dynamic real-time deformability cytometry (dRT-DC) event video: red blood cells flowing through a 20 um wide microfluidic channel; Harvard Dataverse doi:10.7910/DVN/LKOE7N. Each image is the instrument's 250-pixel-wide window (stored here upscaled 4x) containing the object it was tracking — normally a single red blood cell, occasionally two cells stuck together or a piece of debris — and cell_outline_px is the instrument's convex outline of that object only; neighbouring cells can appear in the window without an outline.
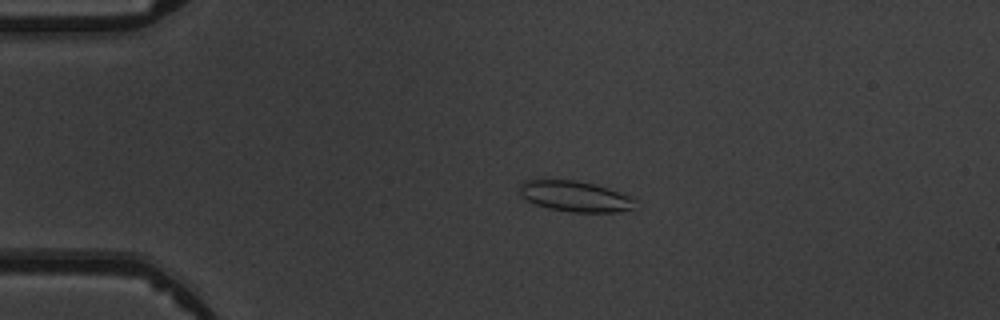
{"species": "common noctule bat (a hibernating species)", "species_latin": "Nyctalus noctula", "temperature_condition": "warm", "stored_images_in_passage": 5, "camera_frame_rate_fps": 3000, "um_per_image_px": 0.085, "animal": {"sex": "male", "body_mass_g": 19.5, "forearm_length_mm": 54.6}, "frame": {"image": 1, "passage_image": 4, "time_ms": 3.333, "image_size_px": [1000, 320], "cell_outline_px": [[640, 208], [620, 212], [572, 212], [548, 208], [536, 204], [528, 200], [520, 192], [520, 184], [524, 180], [540, 176], [576, 180], [596, 184], [608, 188], [628, 196], [636, 200]], "centroid_in_image_um": [48.88, 16.64], "position_along_channel_um": 36.1, "area_um2": 21.5}}